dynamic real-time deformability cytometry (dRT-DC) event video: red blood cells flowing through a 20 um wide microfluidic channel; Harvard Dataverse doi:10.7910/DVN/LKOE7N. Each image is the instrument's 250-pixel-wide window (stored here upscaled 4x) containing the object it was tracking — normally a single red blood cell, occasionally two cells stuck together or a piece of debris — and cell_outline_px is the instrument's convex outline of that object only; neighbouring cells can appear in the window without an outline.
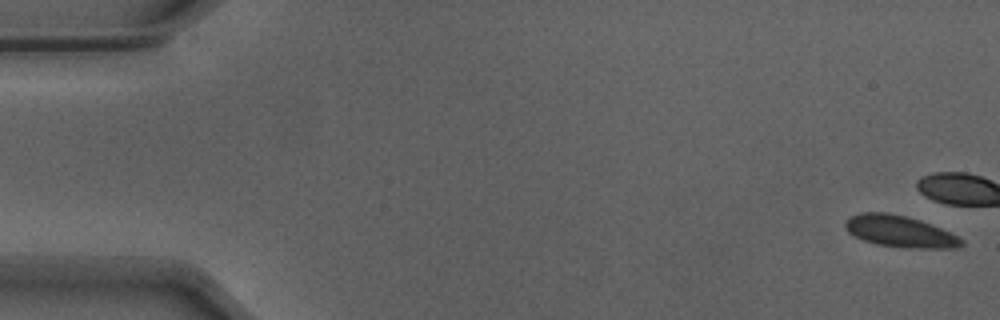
{"species": "Egyptian fruit bat (a non-hibernating species)", "species_latin": "Rousettus aegyptiacus", "temperature_condition": "warm", "stored_images_in_passage": 13, "camera_frame_rate_fps": 3000, "um_per_image_px": 0.085, "animal": {"sex": "male"}, "frame": {"image": 1, "passage_image": 1, "time_ms": 0.0, "image_size_px": [1000, 320], "cell_outline_px": [[964, 244], [960, 248], [908, 248], [876, 244], [864, 240], [848, 232], [844, 228], [844, 224], [852, 216], [860, 212], [888, 212], [920, 220], [960, 236], [964, 240]], "centroid_in_image_um": [76.53, 19.68], "position_along_channel_um": 8.5, "area_um2": 21.39}}